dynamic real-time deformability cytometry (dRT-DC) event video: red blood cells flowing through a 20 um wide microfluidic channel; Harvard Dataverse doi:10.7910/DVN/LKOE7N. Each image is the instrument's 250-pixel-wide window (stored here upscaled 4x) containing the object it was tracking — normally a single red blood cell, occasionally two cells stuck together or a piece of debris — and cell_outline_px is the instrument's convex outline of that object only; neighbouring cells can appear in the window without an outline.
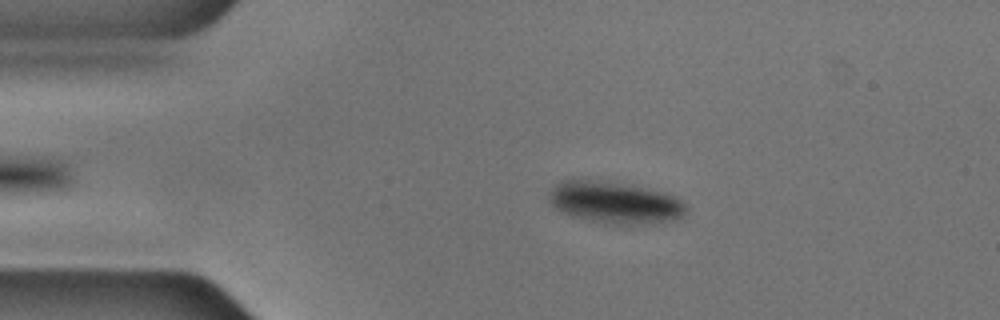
{"species": "common noctule bat (a hibernating species)", "species_latin": "Nyctalus noctula", "temperature_condition": "cold", "stored_images_in_passage": 48, "camera_frame_rate_fps": 3000, "um_per_image_px": 0.085, "animal": {"sex": "male", "body_mass_g": 17.9, "forearm_length_mm": 54.2}, "frame": {"image": 1, "passage_image": 9, "time_ms": 2.667, "image_size_px": [1000, 320], "cell_outline_px": [[688, 208], [684, 216], [672, 220], [640, 224], [616, 224], [588, 220], [572, 216], [556, 208], [548, 200], [548, 192], [560, 180], [588, 180], [648, 188], [668, 192], [676, 196]], "centroid_in_image_um": [52.28, 17.22], "position_along_channel_um": 32.7, "area_um2": 33.12}}
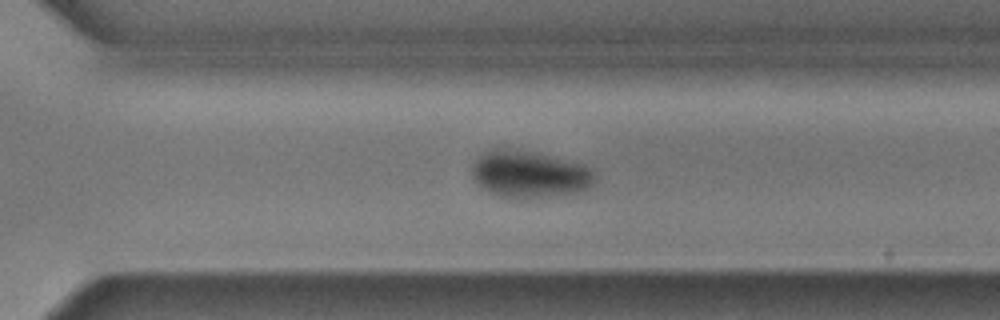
{"frame": {"image": 2, "passage_image": 37, "time_ms": 12.0, "image_size_px": [1000, 320], "cell_outline_px": [[596, 180], [584, 192], [540, 196], [500, 196], [488, 192], [472, 176], [472, 160], [484, 152], [496, 148], [516, 148], [536, 152], [584, 164], [592, 168], [596, 176]], "centroid_in_image_um": [45.03, 14.76], "position_along_channel_um": 325.6, "area_um2": 33.58}}